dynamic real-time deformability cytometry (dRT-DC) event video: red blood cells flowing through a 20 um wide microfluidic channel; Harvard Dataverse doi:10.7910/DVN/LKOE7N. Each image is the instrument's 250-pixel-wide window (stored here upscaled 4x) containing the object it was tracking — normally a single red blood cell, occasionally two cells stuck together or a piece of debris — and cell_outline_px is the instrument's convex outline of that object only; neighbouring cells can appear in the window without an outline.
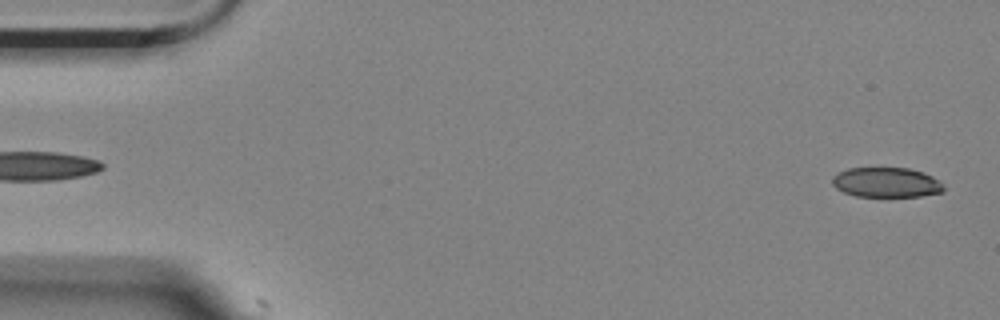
{"species": "Egyptian fruit bat (a non-hibernating species)", "species_latin": "Rousettus aegyptiacus", "temperature_condition": "room temperature", "stored_images_in_passage": 26, "camera_frame_rate_fps": 3000, "um_per_image_px": 0.085, "animal": {"sex": "female"}, "frame": {"image": 1, "passage_image": 2, "time_ms": 0.333, "image_size_px": [1000, 320], "cell_outline_px": [[944, 192], [920, 196], [856, 196], [844, 192], [836, 188], [832, 184], [832, 176], [836, 172], [848, 168], [908, 168], [924, 172], [940, 180], [944, 188]], "centroid_in_image_um": [75.33, 15.49], "position_along_channel_um": 9.7, "area_um2": 19.54}}
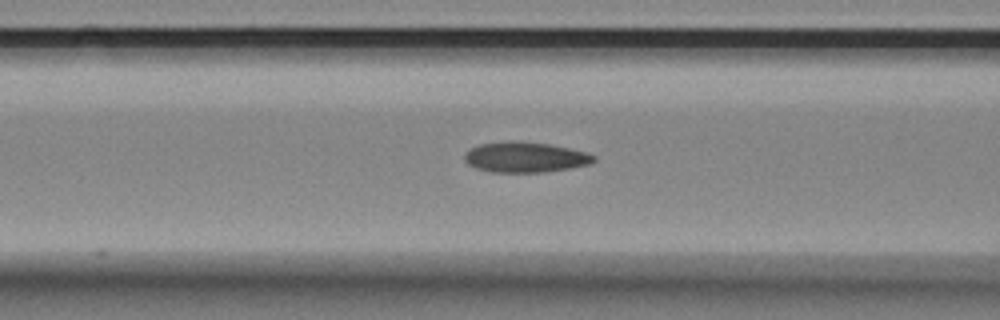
{"frame": {"image": 2, "passage_image": 22, "time_ms": 7.0, "image_size_px": [1000, 320], "cell_outline_px": [[596, 160], [588, 164], [568, 168], [544, 172], [492, 172], [476, 168], [468, 164], [464, 160], [464, 152], [480, 144], [508, 140], [520, 140], [548, 144], [588, 152], [596, 156]], "centroid_in_image_um": [44.62, 13.35], "position_along_channel_um": 122.0, "area_um2": 23.0}}
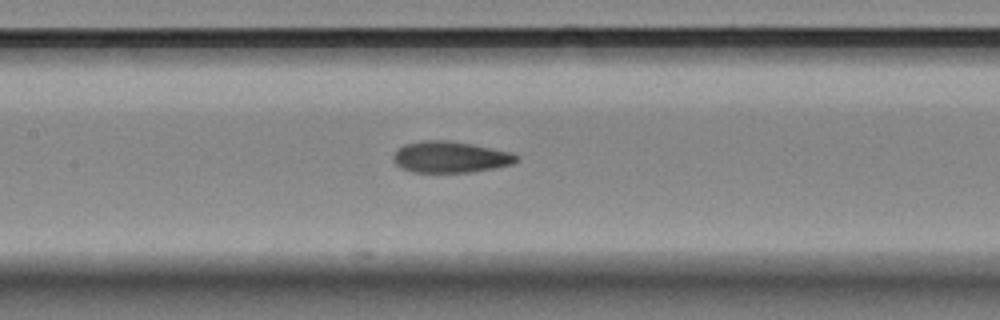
{"frame": {"image": 3, "passage_image": 26, "time_ms": 8.333, "image_size_px": [1000, 320], "cell_outline_px": [[520, 160], [512, 164], [472, 172], [412, 172], [400, 168], [392, 160], [392, 156], [396, 148], [404, 144], [424, 140], [448, 140], [472, 144], [512, 152], [520, 156]], "centroid_in_image_um": [38.26, 13.34], "position_along_channel_um": 169.1, "area_um2": 22.77}}